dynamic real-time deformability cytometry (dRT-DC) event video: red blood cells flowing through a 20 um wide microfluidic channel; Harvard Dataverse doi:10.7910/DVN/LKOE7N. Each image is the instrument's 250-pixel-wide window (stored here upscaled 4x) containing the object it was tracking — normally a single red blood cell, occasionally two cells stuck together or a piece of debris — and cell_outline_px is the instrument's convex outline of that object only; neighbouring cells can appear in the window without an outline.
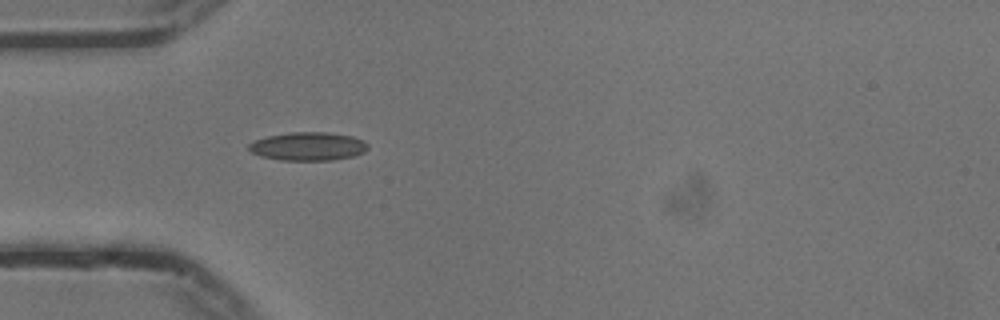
{"species": "common noctule bat (a hibernating species)", "species_latin": "Nyctalus noctula", "temperature_condition": "cold", "stored_images_in_passage": 8, "camera_frame_rate_fps": 3000, "um_per_image_px": 0.085, "animal": {"sex": "male", "body_mass_g": 13.3}, "frame": {"image": 1, "passage_image": 1, "time_ms": 0.0, "image_size_px": [1000, 320], "cell_outline_px": [[368, 148], [364, 152], [352, 156], [332, 160], [280, 160], [260, 156], [252, 152], [248, 148], [248, 144], [256, 140], [268, 136], [292, 132], [328, 132], [352, 136], [368, 144]], "centroid_in_image_um": [26.18, 12.44], "position_along_channel_um": 58.8, "area_um2": 19.54}}
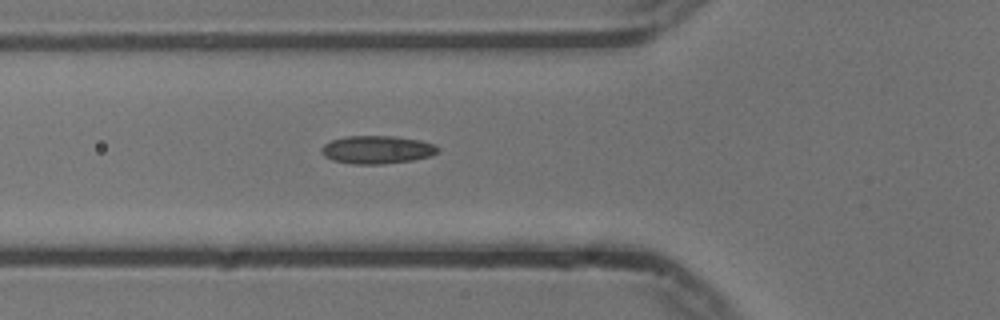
{"frame": {"image": 2, "passage_image": 4, "time_ms": 1.0, "image_size_px": [1000, 320], "cell_outline_px": [[440, 148], [432, 156], [412, 160], [384, 164], [352, 164], [332, 160], [324, 156], [320, 152], [320, 148], [324, 144], [332, 140], [344, 136], [396, 136], [420, 140], [436, 144]], "centroid_in_image_um": [32.04, 12.72], "position_along_channel_um": 93.8, "area_um2": 19.25}}
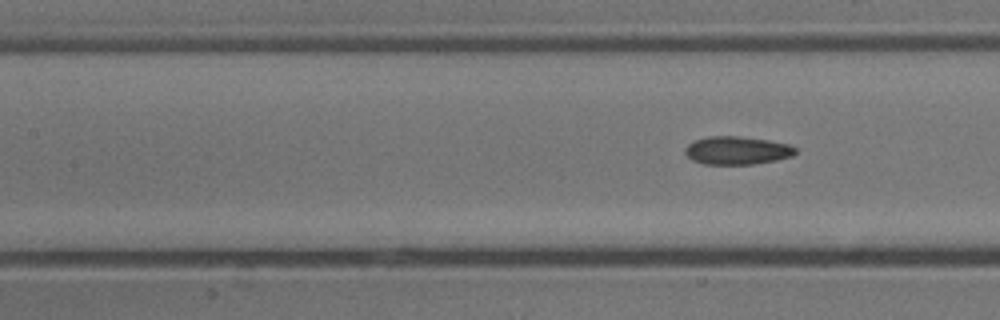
{"frame": {"image": 3, "passage_image": 8, "time_ms": 2.333, "image_size_px": [1000, 320], "cell_outline_px": [[796, 152], [792, 156], [776, 160], [752, 164], [704, 164], [692, 160], [684, 152], [684, 148], [688, 144], [696, 140], [708, 136], [740, 136], [768, 140], [788, 144], [796, 148]], "centroid_in_image_um": [62.63, 12.78], "position_along_channel_um": 144.8, "area_um2": 18.03}}